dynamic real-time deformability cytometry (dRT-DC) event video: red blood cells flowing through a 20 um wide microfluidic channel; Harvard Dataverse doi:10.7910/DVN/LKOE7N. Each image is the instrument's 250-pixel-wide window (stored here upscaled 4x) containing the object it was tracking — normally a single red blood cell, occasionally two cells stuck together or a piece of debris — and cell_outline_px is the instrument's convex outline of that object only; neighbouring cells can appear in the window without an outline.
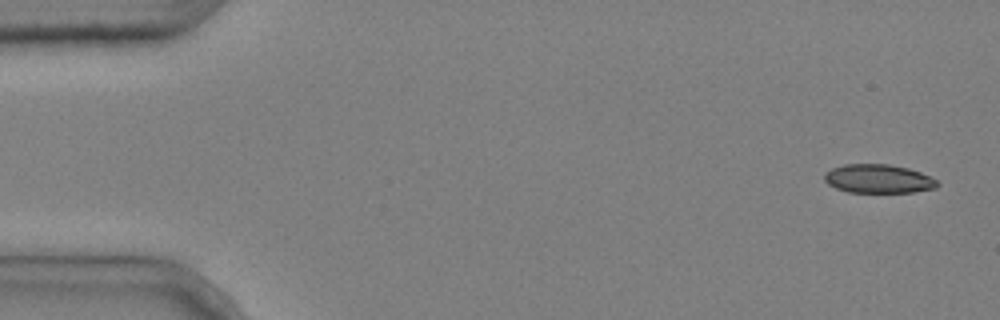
{"species": "common noctule bat (a hibernating species)", "species_latin": "Nyctalus noctula", "temperature_condition": "cold", "stored_images_in_passage": 5, "camera_frame_rate_fps": 3000, "um_per_image_px": 0.085, "animal": {"sex": "male", "body_mass_g": 20.4}, "frame": {"image": 1, "passage_image": 1, "time_ms": 0.0, "image_size_px": [1000, 320], "cell_outline_px": [[940, 184], [936, 188], [912, 192], [848, 192], [836, 188], [828, 184], [824, 180], [824, 172], [832, 168], [844, 164], [888, 164], [908, 168], [920, 172], [936, 180]], "centroid_in_image_um": [74.63, 15.19], "position_along_channel_um": 10.4, "area_um2": 18.9}}
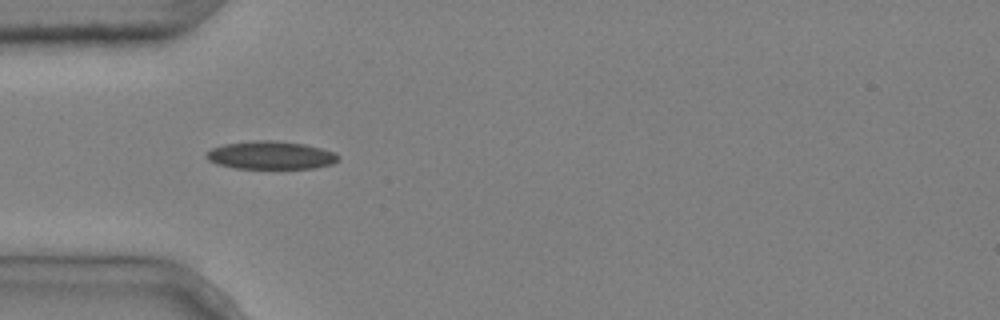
{"frame": {"image": 2, "passage_image": 4, "time_ms": 1.0, "image_size_px": [1000, 320], "cell_outline_px": [[340, 160], [332, 164], [316, 168], [232, 168], [216, 164], [208, 160], [204, 156], [212, 148], [224, 144], [256, 140], [276, 140], [304, 144], [336, 152], [340, 156]], "centroid_in_image_um": [23.03, 13.19], "position_along_channel_um": 62.0, "area_um2": 21.73}}